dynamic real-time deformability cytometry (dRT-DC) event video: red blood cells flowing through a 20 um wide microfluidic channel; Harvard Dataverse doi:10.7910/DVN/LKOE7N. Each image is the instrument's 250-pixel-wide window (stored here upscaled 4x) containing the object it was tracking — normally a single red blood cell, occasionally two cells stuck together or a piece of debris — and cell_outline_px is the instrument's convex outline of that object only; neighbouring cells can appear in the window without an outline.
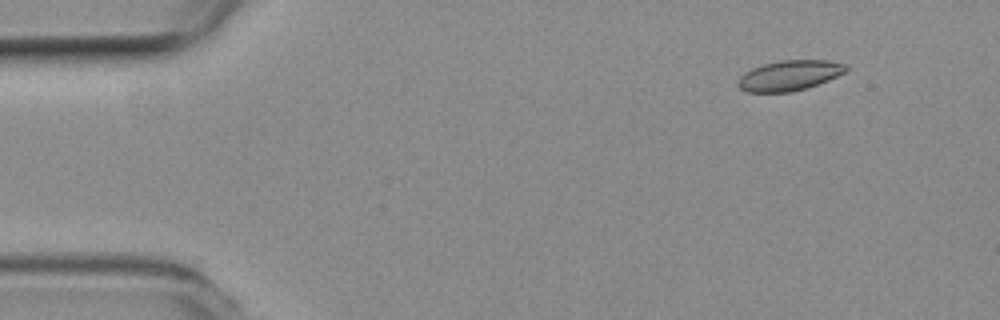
{"species": "common noctule bat (a hibernating species)", "species_latin": "Nyctalus noctula", "temperature_condition": "room temperature", "stored_images_in_passage": 49, "camera_frame_rate_fps": 3000, "um_per_image_px": 0.085, "animal": {"sex": "female", "body_mass_g": 19.3, "forearm_length_mm": 54.1}, "frame": {"image": 1, "passage_image": 1, "time_ms": 0.0, "image_size_px": [1000, 320], "cell_outline_px": [[848, 72], [808, 88], [792, 92], [748, 92], [740, 88], [736, 84], [736, 80], [740, 76], [752, 68], [764, 64], [780, 60], [828, 60], [844, 64], [848, 68]], "centroid_in_image_um": [67.11, 6.42], "position_along_channel_um": 17.9, "area_um2": 19.19}}
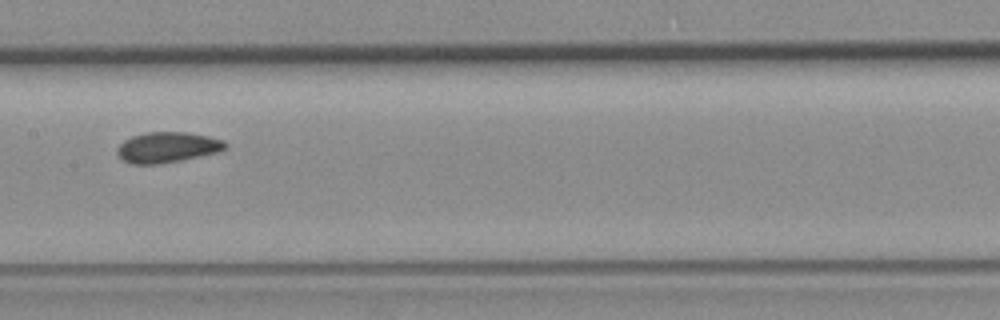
{"frame": {"image": 2, "passage_image": 22, "time_ms": 7.0, "image_size_px": [1000, 320], "cell_outline_px": [[228, 148], [220, 152], [180, 160], [156, 164], [132, 164], [124, 160], [116, 152], [116, 148], [124, 140], [132, 136], [148, 132], [188, 132], [208, 136], [224, 140], [228, 144]], "centroid_in_image_um": [14.27, 12.51], "position_along_channel_um": 193.1, "area_um2": 19.31}}
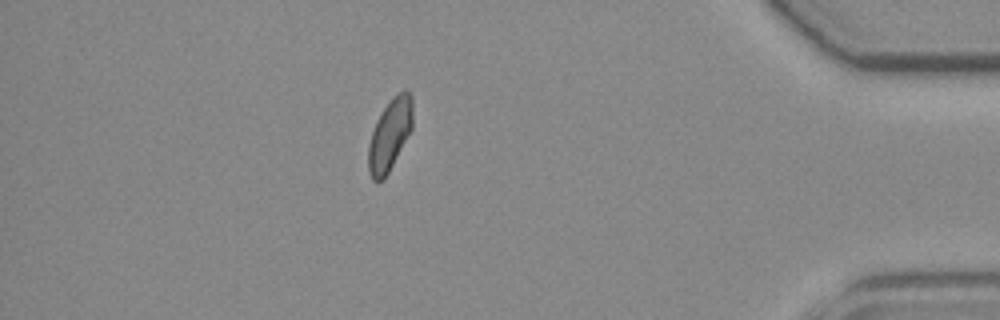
{"frame": {"image": 3, "passage_image": 42, "time_ms": 13.667, "image_size_px": [1000, 320], "cell_outline_px": [[412, 128], [384, 180], [376, 184], [372, 180], [368, 172], [368, 144], [376, 120], [392, 96], [396, 92], [404, 88], [412, 92]], "centroid_in_image_um": [33.12, 11.44], "position_along_channel_um": 402.1, "area_um2": 18.79}, "authors_computed_cell_mechanics": {"area_um2": 19.0162, "velocity_mm_per_s": 3.8419, "shape_relaxation_time_tau1_ms": 6.1859, "shape_relaxation_time_tau2_ms": 1.9808, "deformation_change_tau1": 0.0987, "deformation_change_tau2": 0.0612}}